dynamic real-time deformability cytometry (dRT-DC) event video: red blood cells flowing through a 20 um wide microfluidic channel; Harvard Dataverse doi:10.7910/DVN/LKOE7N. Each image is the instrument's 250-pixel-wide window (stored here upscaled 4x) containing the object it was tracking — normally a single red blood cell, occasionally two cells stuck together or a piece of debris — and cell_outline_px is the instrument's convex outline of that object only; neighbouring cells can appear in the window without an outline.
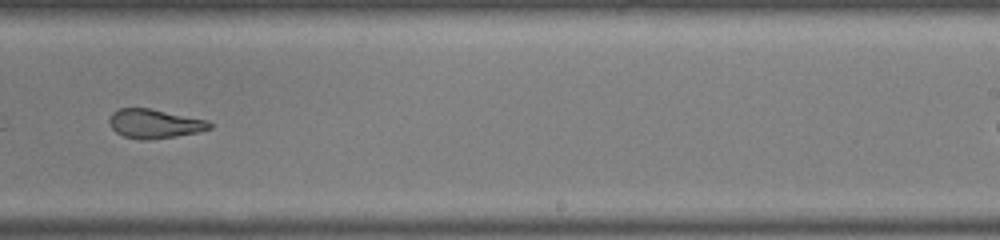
{"species": "common noctule bat (a hibernating species)", "species_latin": "Nyctalus noctula", "temperature_condition": "warm", "stored_images_in_passage": 30, "camera_frame_rate_fps": 3000, "um_per_image_px": 0.085, "animal": {"sex": "male", "body_mass_g": 19.0, "forearm_length_mm": 50.8}, "frame": {"image": 1, "passage_image": 18, "time_ms": 5.667, "image_size_px": [1000, 240], "cell_outline_px": [[212, 128], [200, 132], [176, 136], [148, 140], [140, 140], [124, 136], [116, 132], [112, 128], [108, 120], [112, 112], [120, 108], [148, 108], [208, 120], [212, 124]], "centroid_in_image_um": [13.14, 10.52], "position_along_channel_um": 275.9, "area_um2": 17.05}}
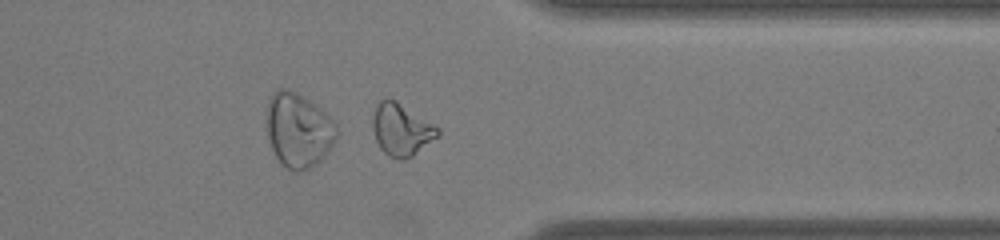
{"frame": {"image": 2, "passage_image": 26, "time_ms": 8.333, "image_size_px": [1000, 240], "cell_outline_px": [[440, 136], [412, 156], [404, 160], [400, 160], [388, 156], [380, 148], [376, 140], [372, 128], [372, 120], [376, 104], [380, 100], [388, 96], [396, 100], [440, 128]], "centroid_in_image_um": [34.11, 11.01], "position_along_channel_um": 377.3, "area_um2": 20.06}}